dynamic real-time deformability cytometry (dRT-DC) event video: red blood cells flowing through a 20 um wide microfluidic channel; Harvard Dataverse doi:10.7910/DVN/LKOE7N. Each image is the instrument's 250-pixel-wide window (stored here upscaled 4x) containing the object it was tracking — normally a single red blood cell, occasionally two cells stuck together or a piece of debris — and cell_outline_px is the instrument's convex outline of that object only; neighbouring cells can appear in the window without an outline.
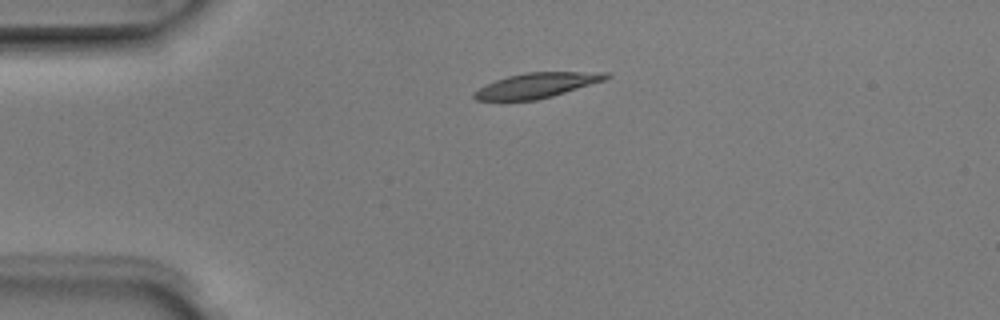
{"species": "Egyptian fruit bat (a non-hibernating species)", "species_latin": "Rousettus aegyptiacus", "temperature_condition": "room temperature", "stored_images_in_passage": 2, "camera_frame_rate_fps": 3000, "um_per_image_px": 0.085, "animal": {"sex": "male"}, "frame": {"image": 1, "passage_image": 1, "time_ms": 0.0, "image_size_px": [1000, 320], "cell_outline_px": [[612, 76], [604, 80], [552, 96], [536, 100], [476, 100], [472, 96], [472, 92], [496, 80], [508, 76], [528, 72], [608, 72]], "centroid_in_image_um": [45.62, 7.25], "position_along_channel_um": 39.4, "area_um2": 18.96}}